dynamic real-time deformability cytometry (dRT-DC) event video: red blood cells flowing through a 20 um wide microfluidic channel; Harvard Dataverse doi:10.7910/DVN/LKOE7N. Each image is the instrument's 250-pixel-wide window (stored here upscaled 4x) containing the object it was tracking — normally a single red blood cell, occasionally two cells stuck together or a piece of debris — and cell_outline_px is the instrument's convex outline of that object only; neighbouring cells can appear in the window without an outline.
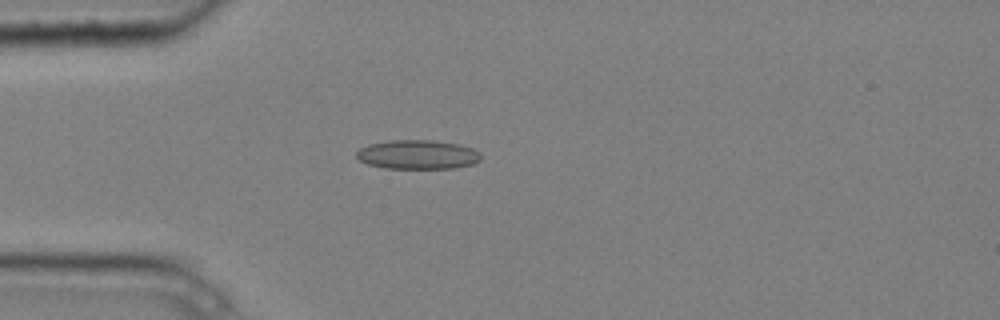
{"species": "common noctule bat (a hibernating species)", "species_latin": "Nyctalus noctula", "temperature_condition": "cold", "stored_images_in_passage": 4, "camera_frame_rate_fps": 3000, "um_per_image_px": 0.085, "animal": {"sex": "male", "body_mass_g": 20.4}, "frame": {"image": 1, "passage_image": 4, "time_ms": 1.0, "image_size_px": [1000, 320], "cell_outline_px": [[480, 160], [472, 164], [456, 168], [384, 168], [368, 164], [360, 160], [356, 156], [356, 152], [360, 148], [368, 144], [388, 140], [432, 140], [460, 144], [472, 148], [480, 152]], "centroid_in_image_um": [35.5, 13.13], "position_along_channel_um": 49.5, "area_um2": 21.21}}